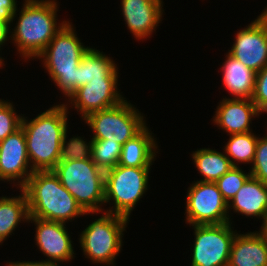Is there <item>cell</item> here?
<instances>
[{"label":"cell","instance_id":"cell-32","mask_svg":"<svg viewBox=\"0 0 267 266\" xmlns=\"http://www.w3.org/2000/svg\"><path fill=\"white\" fill-rule=\"evenodd\" d=\"M10 25H11V22H9L7 20H0V47H2L4 45V43H6V41L8 40L9 37H11V36H9L10 32H11L9 30Z\"/></svg>","mask_w":267,"mask_h":266},{"label":"cell","instance_id":"cell-26","mask_svg":"<svg viewBox=\"0 0 267 266\" xmlns=\"http://www.w3.org/2000/svg\"><path fill=\"white\" fill-rule=\"evenodd\" d=\"M67 130L63 135V142L60 149V161L90 159L92 154L93 139L89 143L82 137L70 138L67 141Z\"/></svg>","mask_w":267,"mask_h":266},{"label":"cell","instance_id":"cell-12","mask_svg":"<svg viewBox=\"0 0 267 266\" xmlns=\"http://www.w3.org/2000/svg\"><path fill=\"white\" fill-rule=\"evenodd\" d=\"M33 172L28 158L25 132L20 127L0 142V180L13 181V184L18 180L19 184L15 186L22 189Z\"/></svg>","mask_w":267,"mask_h":266},{"label":"cell","instance_id":"cell-3","mask_svg":"<svg viewBox=\"0 0 267 266\" xmlns=\"http://www.w3.org/2000/svg\"><path fill=\"white\" fill-rule=\"evenodd\" d=\"M57 11L56 0H25L18 23L11 32L20 56L35 59L44 51L67 22L57 23Z\"/></svg>","mask_w":267,"mask_h":266},{"label":"cell","instance_id":"cell-30","mask_svg":"<svg viewBox=\"0 0 267 266\" xmlns=\"http://www.w3.org/2000/svg\"><path fill=\"white\" fill-rule=\"evenodd\" d=\"M252 101L261 114L267 113V66L256 73Z\"/></svg>","mask_w":267,"mask_h":266},{"label":"cell","instance_id":"cell-29","mask_svg":"<svg viewBox=\"0 0 267 266\" xmlns=\"http://www.w3.org/2000/svg\"><path fill=\"white\" fill-rule=\"evenodd\" d=\"M250 173L267 185V134L264 137H258L255 157Z\"/></svg>","mask_w":267,"mask_h":266},{"label":"cell","instance_id":"cell-24","mask_svg":"<svg viewBox=\"0 0 267 266\" xmlns=\"http://www.w3.org/2000/svg\"><path fill=\"white\" fill-rule=\"evenodd\" d=\"M257 141L258 137L252 132L230 135L224 151L232 166L238 167L241 162L253 163Z\"/></svg>","mask_w":267,"mask_h":266},{"label":"cell","instance_id":"cell-33","mask_svg":"<svg viewBox=\"0 0 267 266\" xmlns=\"http://www.w3.org/2000/svg\"><path fill=\"white\" fill-rule=\"evenodd\" d=\"M7 266H60L57 263H50L48 261H17V262H9Z\"/></svg>","mask_w":267,"mask_h":266},{"label":"cell","instance_id":"cell-13","mask_svg":"<svg viewBox=\"0 0 267 266\" xmlns=\"http://www.w3.org/2000/svg\"><path fill=\"white\" fill-rule=\"evenodd\" d=\"M35 223V241L38 249L48 258L45 261L57 263L71 261L74 257L72 240L63 222L29 217Z\"/></svg>","mask_w":267,"mask_h":266},{"label":"cell","instance_id":"cell-4","mask_svg":"<svg viewBox=\"0 0 267 266\" xmlns=\"http://www.w3.org/2000/svg\"><path fill=\"white\" fill-rule=\"evenodd\" d=\"M88 48L81 43L72 24L67 21L37 57L43 59V67L50 78L68 98L77 89L78 66Z\"/></svg>","mask_w":267,"mask_h":266},{"label":"cell","instance_id":"cell-18","mask_svg":"<svg viewBox=\"0 0 267 266\" xmlns=\"http://www.w3.org/2000/svg\"><path fill=\"white\" fill-rule=\"evenodd\" d=\"M230 208L238 214L263 221L267 211V185L250 176L228 203V212Z\"/></svg>","mask_w":267,"mask_h":266},{"label":"cell","instance_id":"cell-22","mask_svg":"<svg viewBox=\"0 0 267 266\" xmlns=\"http://www.w3.org/2000/svg\"><path fill=\"white\" fill-rule=\"evenodd\" d=\"M21 194L16 197H0V243L12 235L21 221L28 222L29 209L26 193L20 189ZM22 219V220H21Z\"/></svg>","mask_w":267,"mask_h":266},{"label":"cell","instance_id":"cell-7","mask_svg":"<svg viewBox=\"0 0 267 266\" xmlns=\"http://www.w3.org/2000/svg\"><path fill=\"white\" fill-rule=\"evenodd\" d=\"M150 167H124L117 165L105 172V203L113 202L107 210L129 219L134 206L148 188Z\"/></svg>","mask_w":267,"mask_h":266},{"label":"cell","instance_id":"cell-9","mask_svg":"<svg viewBox=\"0 0 267 266\" xmlns=\"http://www.w3.org/2000/svg\"><path fill=\"white\" fill-rule=\"evenodd\" d=\"M231 223L191 225L195 235L191 266H228L237 234Z\"/></svg>","mask_w":267,"mask_h":266},{"label":"cell","instance_id":"cell-16","mask_svg":"<svg viewBox=\"0 0 267 266\" xmlns=\"http://www.w3.org/2000/svg\"><path fill=\"white\" fill-rule=\"evenodd\" d=\"M215 113L213 123L229 135L251 132V120L261 114L252 99L226 97Z\"/></svg>","mask_w":267,"mask_h":266},{"label":"cell","instance_id":"cell-28","mask_svg":"<svg viewBox=\"0 0 267 266\" xmlns=\"http://www.w3.org/2000/svg\"><path fill=\"white\" fill-rule=\"evenodd\" d=\"M13 103L0 99V142L21 127L22 116L17 115Z\"/></svg>","mask_w":267,"mask_h":266},{"label":"cell","instance_id":"cell-31","mask_svg":"<svg viewBox=\"0 0 267 266\" xmlns=\"http://www.w3.org/2000/svg\"><path fill=\"white\" fill-rule=\"evenodd\" d=\"M16 0H0V20L13 22L17 11Z\"/></svg>","mask_w":267,"mask_h":266},{"label":"cell","instance_id":"cell-11","mask_svg":"<svg viewBox=\"0 0 267 266\" xmlns=\"http://www.w3.org/2000/svg\"><path fill=\"white\" fill-rule=\"evenodd\" d=\"M228 51L256 73L267 66V8L251 24L237 32Z\"/></svg>","mask_w":267,"mask_h":266},{"label":"cell","instance_id":"cell-6","mask_svg":"<svg viewBox=\"0 0 267 266\" xmlns=\"http://www.w3.org/2000/svg\"><path fill=\"white\" fill-rule=\"evenodd\" d=\"M80 234L79 242L85 257L93 263L114 265L122 249V235L128 218L105 211Z\"/></svg>","mask_w":267,"mask_h":266},{"label":"cell","instance_id":"cell-17","mask_svg":"<svg viewBox=\"0 0 267 266\" xmlns=\"http://www.w3.org/2000/svg\"><path fill=\"white\" fill-rule=\"evenodd\" d=\"M256 232L235 235L228 266H267V237Z\"/></svg>","mask_w":267,"mask_h":266},{"label":"cell","instance_id":"cell-19","mask_svg":"<svg viewBox=\"0 0 267 266\" xmlns=\"http://www.w3.org/2000/svg\"><path fill=\"white\" fill-rule=\"evenodd\" d=\"M222 67L223 85L233 98L252 99L255 89L256 72L241 63L238 59L226 55Z\"/></svg>","mask_w":267,"mask_h":266},{"label":"cell","instance_id":"cell-20","mask_svg":"<svg viewBox=\"0 0 267 266\" xmlns=\"http://www.w3.org/2000/svg\"><path fill=\"white\" fill-rule=\"evenodd\" d=\"M157 143L146 126L138 135L122 145L118 165L150 167L156 157ZM156 152V153H155Z\"/></svg>","mask_w":267,"mask_h":266},{"label":"cell","instance_id":"cell-23","mask_svg":"<svg viewBox=\"0 0 267 266\" xmlns=\"http://www.w3.org/2000/svg\"><path fill=\"white\" fill-rule=\"evenodd\" d=\"M192 154V160H194L196 168L204 177L203 179H200V181L216 182L232 167V164L225 153L213 149H197Z\"/></svg>","mask_w":267,"mask_h":266},{"label":"cell","instance_id":"cell-21","mask_svg":"<svg viewBox=\"0 0 267 266\" xmlns=\"http://www.w3.org/2000/svg\"><path fill=\"white\" fill-rule=\"evenodd\" d=\"M91 80H118V69L110 57L89 47L78 66L77 88Z\"/></svg>","mask_w":267,"mask_h":266},{"label":"cell","instance_id":"cell-2","mask_svg":"<svg viewBox=\"0 0 267 266\" xmlns=\"http://www.w3.org/2000/svg\"><path fill=\"white\" fill-rule=\"evenodd\" d=\"M22 189L27 196L29 217L67 223L90 214L62 186L53 170L34 171Z\"/></svg>","mask_w":267,"mask_h":266},{"label":"cell","instance_id":"cell-5","mask_svg":"<svg viewBox=\"0 0 267 266\" xmlns=\"http://www.w3.org/2000/svg\"><path fill=\"white\" fill-rule=\"evenodd\" d=\"M53 172L85 212L98 213L105 204V172L92 159L59 161Z\"/></svg>","mask_w":267,"mask_h":266},{"label":"cell","instance_id":"cell-35","mask_svg":"<svg viewBox=\"0 0 267 266\" xmlns=\"http://www.w3.org/2000/svg\"><path fill=\"white\" fill-rule=\"evenodd\" d=\"M5 64L3 63V59H2V57L0 56V68L2 67V66H4Z\"/></svg>","mask_w":267,"mask_h":266},{"label":"cell","instance_id":"cell-34","mask_svg":"<svg viewBox=\"0 0 267 266\" xmlns=\"http://www.w3.org/2000/svg\"><path fill=\"white\" fill-rule=\"evenodd\" d=\"M262 235L266 236L267 237V211H266V215H265V218L262 222V226H261V229L259 231Z\"/></svg>","mask_w":267,"mask_h":266},{"label":"cell","instance_id":"cell-25","mask_svg":"<svg viewBox=\"0 0 267 266\" xmlns=\"http://www.w3.org/2000/svg\"><path fill=\"white\" fill-rule=\"evenodd\" d=\"M122 145L109 139H93L92 161L104 172L118 165Z\"/></svg>","mask_w":267,"mask_h":266},{"label":"cell","instance_id":"cell-8","mask_svg":"<svg viewBox=\"0 0 267 266\" xmlns=\"http://www.w3.org/2000/svg\"><path fill=\"white\" fill-rule=\"evenodd\" d=\"M142 115L131 103L123 100L114 107L93 112L83 120L93 131L92 139H109L123 145L146 127Z\"/></svg>","mask_w":267,"mask_h":266},{"label":"cell","instance_id":"cell-1","mask_svg":"<svg viewBox=\"0 0 267 266\" xmlns=\"http://www.w3.org/2000/svg\"><path fill=\"white\" fill-rule=\"evenodd\" d=\"M67 105H54L29 121L23 115L21 127L33 171L53 170L60 161L63 135L68 130Z\"/></svg>","mask_w":267,"mask_h":266},{"label":"cell","instance_id":"cell-10","mask_svg":"<svg viewBox=\"0 0 267 266\" xmlns=\"http://www.w3.org/2000/svg\"><path fill=\"white\" fill-rule=\"evenodd\" d=\"M186 222L189 225L231 222L228 203L215 182L195 181L186 196Z\"/></svg>","mask_w":267,"mask_h":266},{"label":"cell","instance_id":"cell-15","mask_svg":"<svg viewBox=\"0 0 267 266\" xmlns=\"http://www.w3.org/2000/svg\"><path fill=\"white\" fill-rule=\"evenodd\" d=\"M162 0H121V11L130 33L138 40L148 38L160 23Z\"/></svg>","mask_w":267,"mask_h":266},{"label":"cell","instance_id":"cell-14","mask_svg":"<svg viewBox=\"0 0 267 266\" xmlns=\"http://www.w3.org/2000/svg\"><path fill=\"white\" fill-rule=\"evenodd\" d=\"M117 82L118 80H91L77 88L68 99L84 119L93 112L114 107L125 100L117 90Z\"/></svg>","mask_w":267,"mask_h":266},{"label":"cell","instance_id":"cell-27","mask_svg":"<svg viewBox=\"0 0 267 266\" xmlns=\"http://www.w3.org/2000/svg\"><path fill=\"white\" fill-rule=\"evenodd\" d=\"M239 166H232L231 169L220 177L215 183L222 194L223 199L229 203L239 191L246 180L251 176L250 171L246 174Z\"/></svg>","mask_w":267,"mask_h":266}]
</instances>
